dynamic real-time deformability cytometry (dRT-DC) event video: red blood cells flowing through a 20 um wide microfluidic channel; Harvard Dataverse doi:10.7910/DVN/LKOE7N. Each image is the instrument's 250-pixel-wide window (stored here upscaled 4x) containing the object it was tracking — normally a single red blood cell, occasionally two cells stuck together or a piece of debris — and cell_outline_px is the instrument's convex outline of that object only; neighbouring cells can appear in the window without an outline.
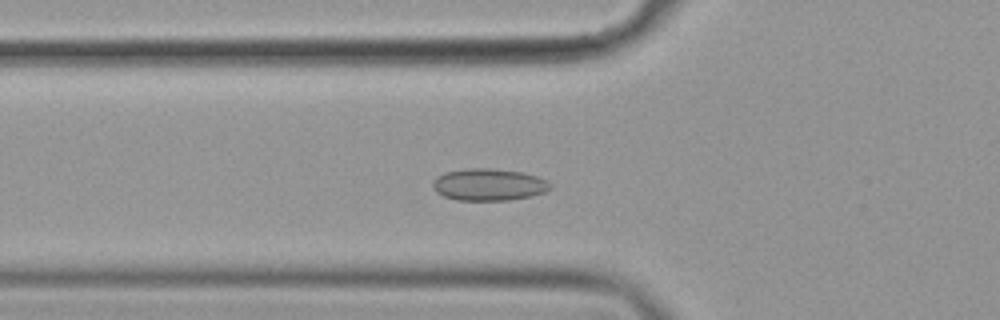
{"species": "common noctule bat (a hibernating species)", "species_latin": "Nyctalus noctula", "temperature_condition": "cold", "stored_images_in_passage": 43, "camera_frame_rate_fps": 3000, "um_per_image_px": 0.085, "animal": {"sex": "female", "body_mass_g": 19.9}, "frame": {"image": 1, "passage_image": 7, "time_ms": 2.0, "image_size_px": [1000, 320], "cell_outline_px": [[552, 188], [544, 192], [532, 196], [508, 200], [456, 200], [444, 196], [436, 192], [432, 188], [432, 184], [436, 176], [444, 172], [464, 168], [492, 168], [520, 172], [536, 176], [548, 180], [552, 184]], "centroid_in_image_um": [41.53, 15.69], "position_along_channel_um": 84.3, "area_um2": 22.14}}
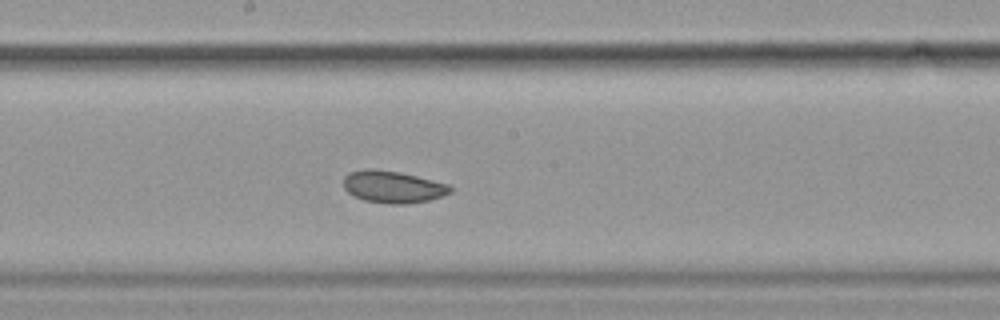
{"frame": {"image": 2, "passage_image": 18, "time_ms": 5.667, "image_size_px": [1000, 320], "cell_outline_px": [[452, 192], [444, 196], [428, 200], [408, 204], [388, 204], [364, 200], [348, 192], [344, 188], [344, 176], [348, 172], [368, 168], [372, 168], [400, 172], [448, 184], [452, 188]], "centroid_in_image_um": [33.4, 15.88], "position_along_channel_um": 214.8, "area_um2": 20.0}}
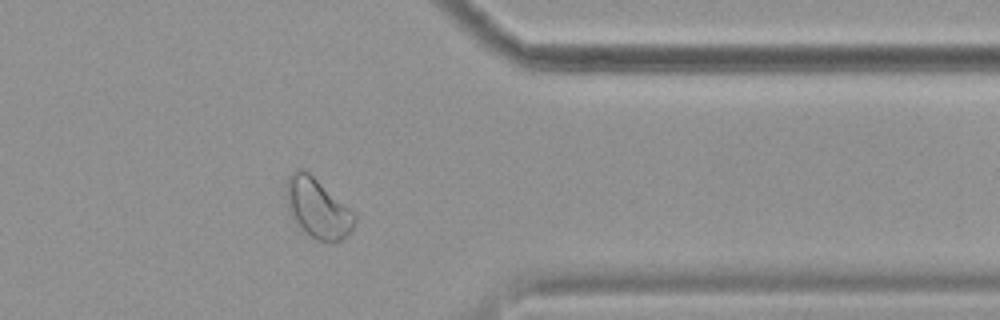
{"frame": {"image": 3, "passage_image": 33, "time_ms": 10.667, "image_size_px": [1000, 320], "cell_outline_px": [[356, 220], [352, 228], [340, 240], [332, 244], [316, 240], [304, 232], [292, 216], [288, 208], [288, 176], [292, 172], [300, 168], [304, 168], [356, 212]], "centroid_in_image_um": [27.05, 17.71], "position_along_channel_um": 384.4, "area_um2": 23.64}, "authors_computed_cell_mechanics": {"area_um2": 21.1548, "velocity_mm_per_s": 3.5645, "shape_relaxation_time_tau1_ms": 7.6276, "shape_relaxation_time_tau2_ms": 5.5479, "deformation_change_tau1": 0.0543, "deformation_change_tau2": 0.0606}}